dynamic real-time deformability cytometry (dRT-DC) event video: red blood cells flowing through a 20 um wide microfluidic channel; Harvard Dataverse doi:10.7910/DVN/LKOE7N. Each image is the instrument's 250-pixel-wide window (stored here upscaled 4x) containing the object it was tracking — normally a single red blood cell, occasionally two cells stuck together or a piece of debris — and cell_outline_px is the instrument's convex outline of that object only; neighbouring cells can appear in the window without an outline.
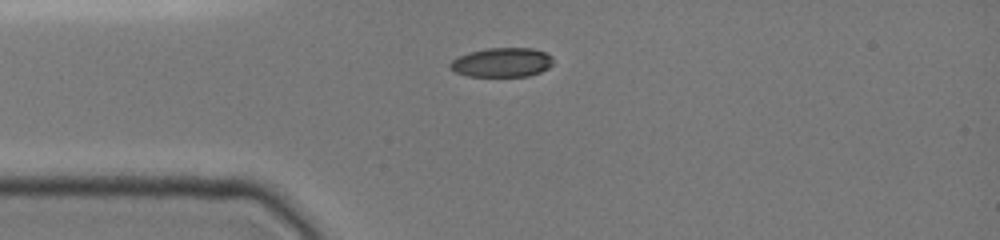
{"species": "common noctule bat (a hibernating species)", "species_latin": "Nyctalus noctula", "temperature_condition": "cold", "stored_images_in_passage": 2, "camera_frame_rate_fps": 3000, "um_per_image_px": 0.085, "animal": {"sex": "female", "body_mass_g": 19.0, "forearm_length_mm": 51.5}, "frame": {"image": 1, "passage_image": 1, "time_ms": 0.0, "image_size_px": [1000, 240], "cell_outline_px": [[552, 64], [548, 68], [540, 72], [528, 76], [468, 76], [456, 72], [448, 64], [452, 60], [468, 52], [488, 48], [532, 48], [544, 52], [552, 56]], "centroid_in_image_um": [42.67, 5.3], "position_along_channel_um": 42.3, "area_um2": 17.46}}